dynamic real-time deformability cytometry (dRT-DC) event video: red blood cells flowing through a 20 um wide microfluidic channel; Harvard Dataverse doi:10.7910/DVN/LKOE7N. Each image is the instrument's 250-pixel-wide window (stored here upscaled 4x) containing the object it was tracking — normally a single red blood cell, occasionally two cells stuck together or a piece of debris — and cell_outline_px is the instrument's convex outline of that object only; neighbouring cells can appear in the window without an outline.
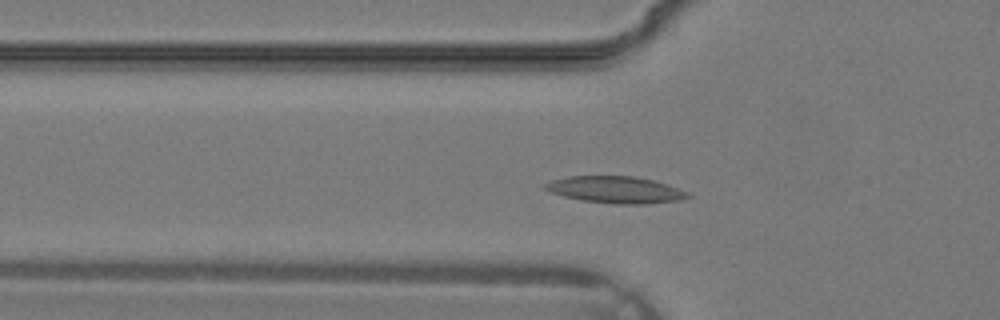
{"species": "common noctule bat (a hibernating species)", "species_latin": "Nyctalus noctula", "temperature_condition": "warm", "stored_images_in_passage": 29, "camera_frame_rate_fps": 3000, "um_per_image_px": 0.085, "animal": {"sex": "male", "body_mass_g": 19.2, "forearm_length_mm": 51.8}, "frame": {"image": 1, "passage_image": 5, "time_ms": 1.333, "image_size_px": [1000, 320], "cell_outline_px": [[692, 196], [680, 200], [648, 204], [616, 204], [584, 200], [564, 196], [552, 192], [544, 188], [544, 184], [552, 180], [564, 176], [636, 176], [652, 180], [688, 192]], "centroid_in_image_um": [52.32, 16.12], "position_along_channel_um": 73.5, "area_um2": 22.08}}
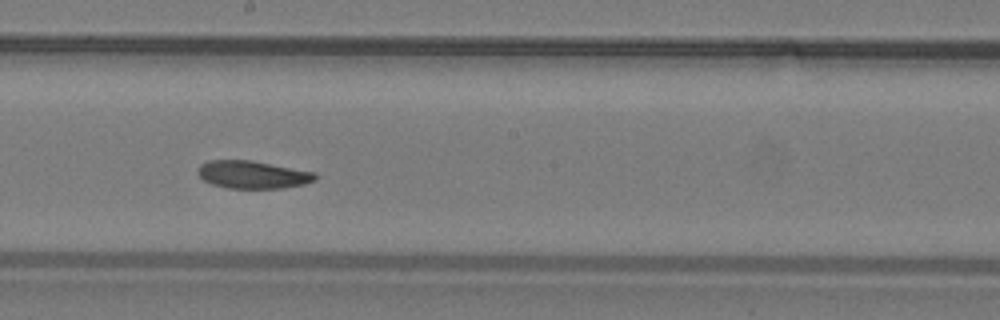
{"frame": {"image": 2, "passage_image": 13, "time_ms": 4.0, "image_size_px": [1000, 320], "cell_outline_px": [[316, 180], [304, 184], [284, 188], [228, 188], [212, 184], [204, 180], [196, 172], [200, 164], [208, 160], [252, 160], [316, 172]], "centroid_in_image_um": [21.48, 14.83], "position_along_channel_um": 226.7, "area_um2": 19.07}}
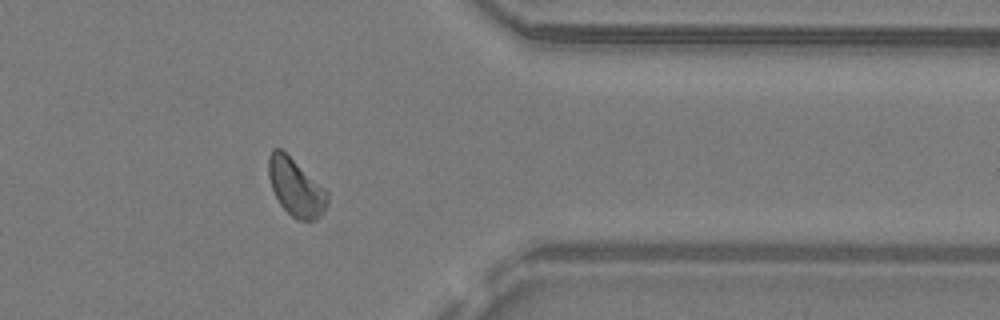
{"frame": {"image": 3, "passage_image": 22, "time_ms": 7.0, "image_size_px": [1000, 320], "cell_outline_px": [[328, 204], [324, 212], [316, 220], [296, 220], [280, 204], [272, 188], [268, 176], [268, 156], [272, 148], [280, 148], [324, 188], [328, 192]], "centroid_in_image_um": [25.14, 15.94], "position_along_channel_um": 386.3, "area_um2": 19.54}}